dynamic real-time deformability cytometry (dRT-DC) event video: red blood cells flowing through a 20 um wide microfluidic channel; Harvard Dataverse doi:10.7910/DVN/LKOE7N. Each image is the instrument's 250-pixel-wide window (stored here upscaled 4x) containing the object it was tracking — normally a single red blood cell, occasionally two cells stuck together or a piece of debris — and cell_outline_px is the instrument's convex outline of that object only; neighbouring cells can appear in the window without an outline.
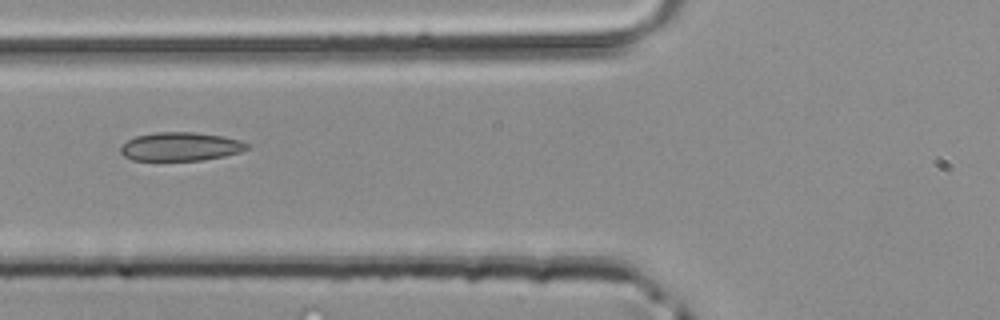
{"species": "common noctule bat (a hibernating species)", "species_latin": "Nyctalus noctula", "temperature_condition": "room temperature", "stored_images_in_passage": 4, "camera_frame_rate_fps": 3000, "um_per_image_px": 0.085, "animal": {"sex": "male", "body_mass_g": 20.4}, "frame": {"image": 1, "passage_image": 4, "time_ms": 1.0, "image_size_px": [1000, 320], "cell_outline_px": [[252, 148], [240, 152], [224, 156], [200, 160], [132, 160], [124, 156], [120, 152], [120, 144], [136, 136], [156, 132], [192, 132], [224, 136], [240, 140], [252, 144]], "centroid_in_image_um": [15.38, 12.45], "position_along_channel_um": 110.4, "area_um2": 21.27}}